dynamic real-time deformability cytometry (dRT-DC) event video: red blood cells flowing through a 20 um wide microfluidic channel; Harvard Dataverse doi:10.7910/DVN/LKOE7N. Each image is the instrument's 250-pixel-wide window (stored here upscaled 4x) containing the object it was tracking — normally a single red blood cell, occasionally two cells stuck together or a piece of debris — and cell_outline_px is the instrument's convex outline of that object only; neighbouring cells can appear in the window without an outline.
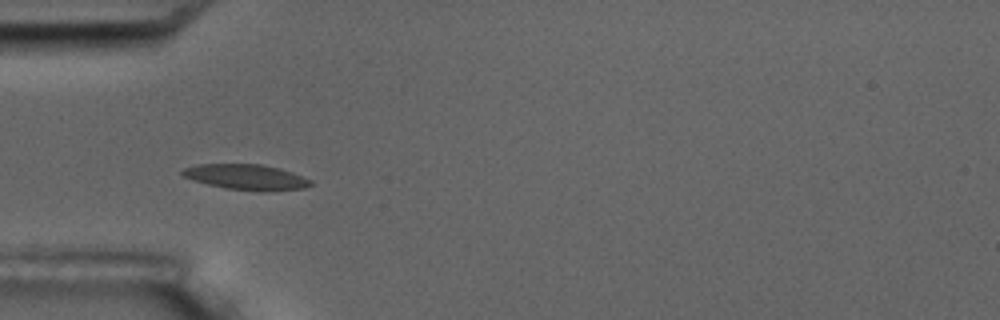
{"species": "common noctule bat (a hibernating species)", "species_latin": "Nyctalus noctula", "temperature_condition": "room temperature", "stored_images_in_passage": 6, "camera_frame_rate_fps": 3000, "um_per_image_px": 0.085, "animal": {"sex": "male", "body_mass_g": 17.5, "forearm_length_mm": 52.3}, "frame": {"image": 1, "passage_image": 5, "time_ms": 5.333, "image_size_px": [1000, 320], "cell_outline_px": [[312, 184], [304, 188], [264, 192], [256, 192], [224, 188], [192, 180], [180, 176], [180, 172], [184, 168], [196, 164], [260, 164], [280, 168], [292, 172], [312, 180]], "centroid_in_image_um": [20.91, 15.06], "position_along_channel_um": 64.1, "area_um2": 19.36}}